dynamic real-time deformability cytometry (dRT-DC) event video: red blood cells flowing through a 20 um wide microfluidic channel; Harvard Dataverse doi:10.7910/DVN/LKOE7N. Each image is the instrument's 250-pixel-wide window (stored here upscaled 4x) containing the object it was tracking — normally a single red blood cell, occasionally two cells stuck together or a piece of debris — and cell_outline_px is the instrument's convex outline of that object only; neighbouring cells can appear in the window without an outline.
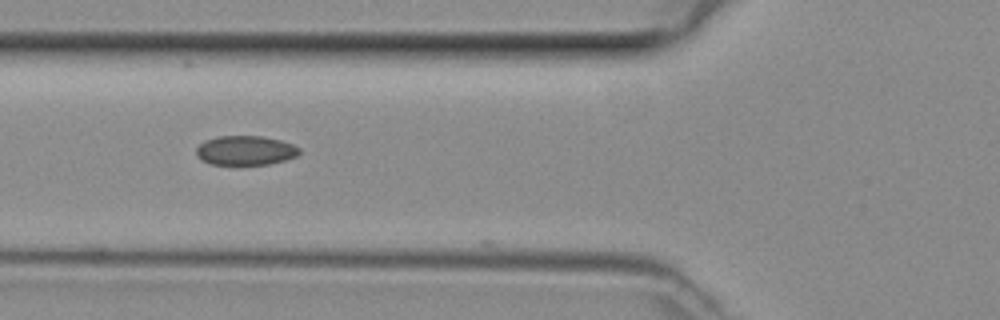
{"species": "common noctule bat (a hibernating species)", "species_latin": "Nyctalus noctula", "temperature_condition": "room temperature", "stored_images_in_passage": 7, "camera_frame_rate_fps": 3000, "um_per_image_px": 0.085, "animal": {"sex": "female", "body_mass_g": 29.2, "forearm_length_mm": 56.3}, "frame": {"image": 1, "passage_image": 5, "time_ms": 1.333, "image_size_px": [1000, 320], "cell_outline_px": [[300, 152], [296, 156], [284, 160], [268, 164], [208, 164], [200, 160], [196, 156], [196, 148], [204, 140], [220, 136], [260, 136], [280, 140], [292, 144], [300, 148]], "centroid_in_image_um": [20.82, 12.79], "position_along_channel_um": 105.0, "area_um2": 17.63}}